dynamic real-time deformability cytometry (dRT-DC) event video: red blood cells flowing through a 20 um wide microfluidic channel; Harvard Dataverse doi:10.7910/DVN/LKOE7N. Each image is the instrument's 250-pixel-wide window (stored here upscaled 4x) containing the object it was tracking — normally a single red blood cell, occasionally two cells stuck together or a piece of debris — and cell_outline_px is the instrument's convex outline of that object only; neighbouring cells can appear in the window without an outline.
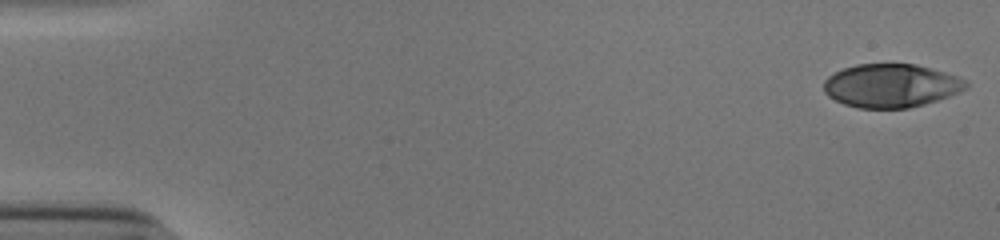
{"species": "human", "species_latin": "Homo sapiens", "temperature_condition": "cold", "stored_images_in_passage": 54, "segment_of_instrument_passage": [1, 2], "camera_frame_rate_fps": 3000, "um_per_image_px": 0.085, "donor": {"sex": "male"}, "frame": {"image": 1, "passage_image": 1, "time_ms": 0.0, "image_size_px": [1000, 240], "cell_outline_px": [[968, 88], [960, 92], [924, 104], [908, 108], [856, 108], [844, 104], [828, 96], [824, 92], [824, 80], [828, 76], [844, 68], [856, 64], [916, 64], [944, 72], [968, 80]], "centroid_in_image_um": [75.74, 7.28], "position_along_channel_um": 9.3, "area_um2": 36.01}}
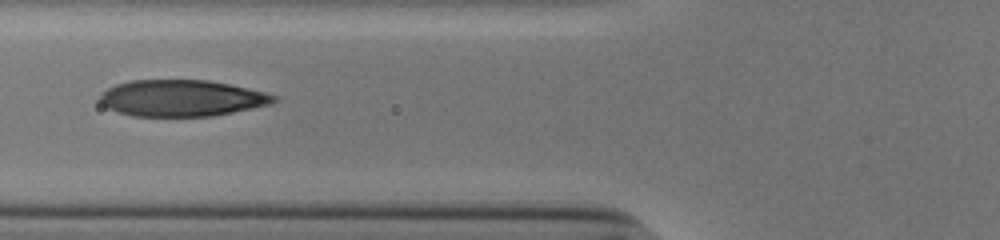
{"frame": {"image": 2, "passage_image": 21, "time_ms": 6.667, "image_size_px": [1000, 240], "cell_outline_px": [[280, 100], [272, 104], [212, 116], [132, 116], [116, 112], [108, 108], [100, 100], [100, 92], [116, 84], [128, 80], [208, 80], [248, 88], [280, 96]], "centroid_in_image_um": [15.46, 8.34], "position_along_channel_um": 110.3, "area_um2": 37.11}}
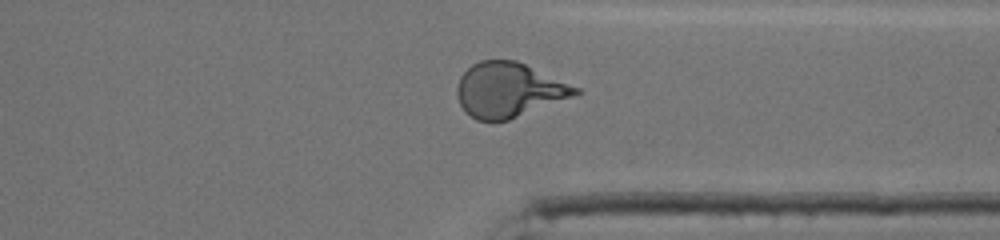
{"frame": {"image": 3, "passage_image": 41, "time_ms": 13.333, "image_size_px": [1000, 240], "cell_outline_px": [[584, 92], [508, 120], [476, 120], [464, 112], [456, 96], [456, 88], [460, 76], [472, 64], [480, 60], [516, 60], [580, 88]], "centroid_in_image_um": [43.22, 7.64], "position_along_channel_um": 368.2, "area_um2": 37.57}}